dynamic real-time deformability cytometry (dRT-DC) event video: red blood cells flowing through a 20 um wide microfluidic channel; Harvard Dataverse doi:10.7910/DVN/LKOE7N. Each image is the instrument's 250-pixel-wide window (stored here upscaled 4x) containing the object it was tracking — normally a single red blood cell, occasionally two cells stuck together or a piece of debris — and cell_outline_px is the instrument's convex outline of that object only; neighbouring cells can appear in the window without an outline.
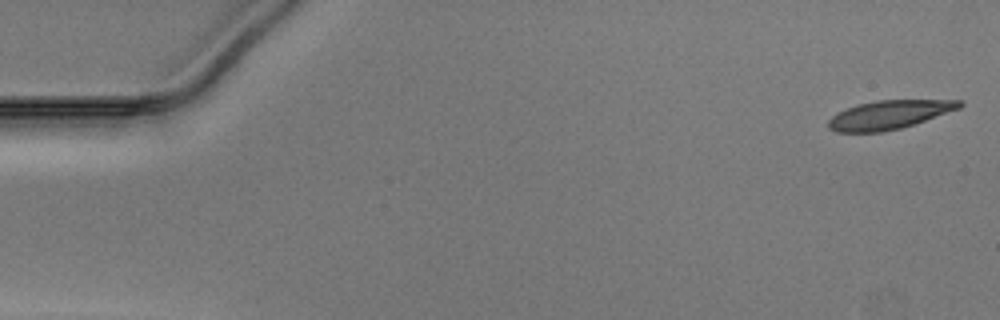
{"species": "Egyptian fruit bat (a non-hibernating species)", "species_latin": "Rousettus aegyptiacus", "temperature_condition": "warm", "stored_images_in_passage": 50, "camera_frame_rate_fps": 3000, "um_per_image_px": 0.085, "animal": {"sex": "male"}, "frame": {"image": 1, "passage_image": 1, "time_ms": 0.0, "image_size_px": [1000, 320], "cell_outline_px": [[964, 104], [960, 108], [900, 128], [880, 132], [836, 132], [828, 128], [828, 120], [836, 112], [856, 104], [876, 100], [964, 100]], "centroid_in_image_um": [75.53, 9.74], "position_along_channel_um": 9.5, "area_um2": 21.85}}
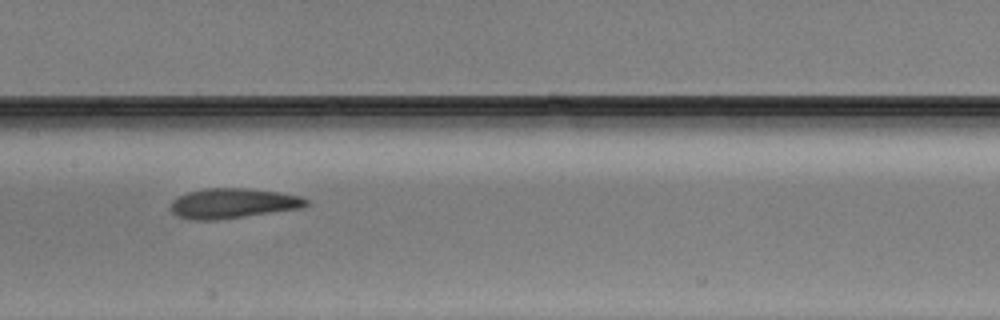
{"frame": {"image": 2, "passage_image": 25, "time_ms": 8.0, "image_size_px": [1000, 320], "cell_outline_px": [[308, 204], [296, 208], [212, 220], [192, 220], [180, 216], [172, 212], [172, 200], [188, 192], [204, 188], [248, 188], [276, 192], [300, 196], [308, 200]], "centroid_in_image_um": [19.74, 17.26], "position_along_channel_um": 187.7, "area_um2": 22.89}}
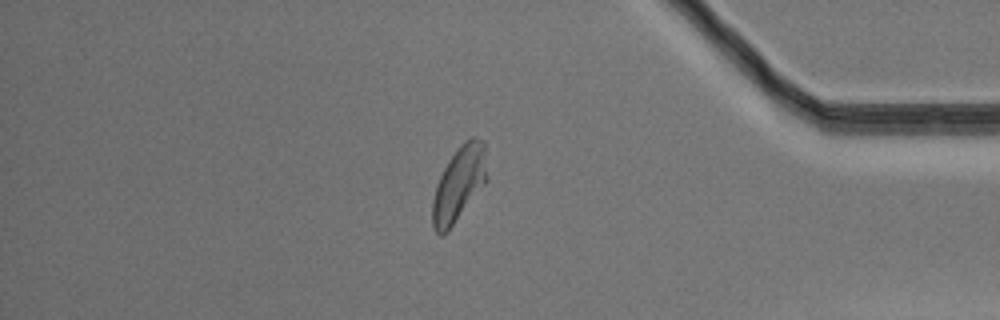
{"frame": {"image": 3, "passage_image": 43, "time_ms": 14.0, "image_size_px": [1000, 320], "cell_outline_px": [[488, 180], [448, 232], [444, 236], [440, 236], [432, 228], [432, 200], [436, 184], [448, 160], [460, 144], [464, 140], [472, 136], [476, 136], [484, 140]], "centroid_in_image_um": [39.01, 15.63], "position_along_channel_um": 396.2, "area_um2": 24.28}}